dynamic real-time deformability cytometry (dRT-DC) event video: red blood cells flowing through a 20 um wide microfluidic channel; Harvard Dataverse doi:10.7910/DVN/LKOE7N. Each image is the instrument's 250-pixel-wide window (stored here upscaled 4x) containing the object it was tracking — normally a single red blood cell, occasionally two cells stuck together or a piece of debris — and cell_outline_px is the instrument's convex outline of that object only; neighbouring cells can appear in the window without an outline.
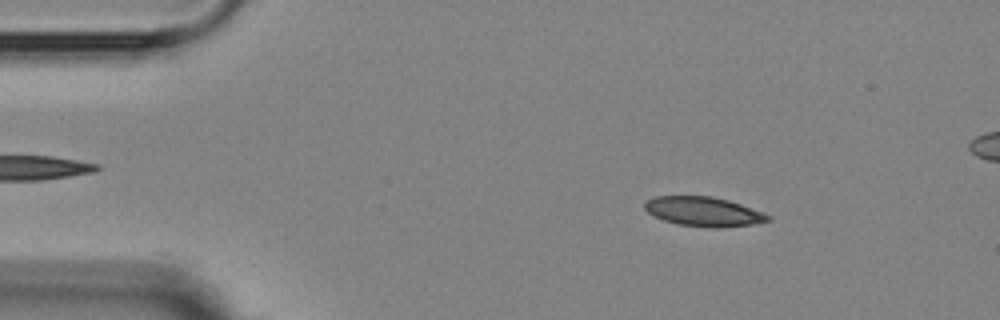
{"species": "Egyptian fruit bat (a non-hibernating species)", "species_latin": "Rousettus aegyptiacus", "temperature_condition": "room temperature", "stored_images_in_passage": 4, "segment_of_instrument_passage": [1, 2], "camera_frame_rate_fps": 3000, "um_per_image_px": 0.085, "animal": {"sex": "female"}, "frame": {"image": 1, "passage_image": 2, "time_ms": 1.333, "image_size_px": [1000, 320], "cell_outline_px": [[772, 220], [752, 224], [716, 228], [676, 224], [664, 220], [648, 212], [644, 208], [644, 204], [648, 200], [656, 196], [712, 196], [728, 200], [764, 212], [772, 216]], "centroid_in_image_um": [59.84, 17.98], "position_along_channel_um": 25.2, "area_um2": 21.04}}